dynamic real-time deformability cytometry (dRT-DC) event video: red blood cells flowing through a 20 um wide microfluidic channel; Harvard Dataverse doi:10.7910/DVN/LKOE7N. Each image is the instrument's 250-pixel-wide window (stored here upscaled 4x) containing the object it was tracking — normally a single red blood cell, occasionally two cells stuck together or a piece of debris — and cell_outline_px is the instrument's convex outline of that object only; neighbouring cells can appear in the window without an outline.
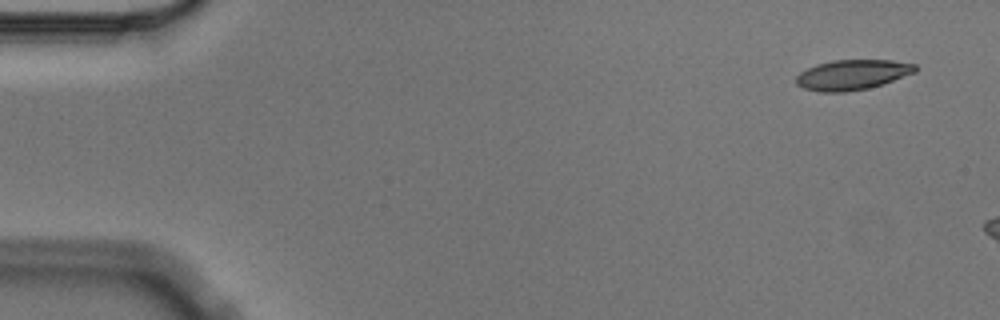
{"species": "Egyptian fruit bat (a non-hibernating species)", "species_latin": "Rousettus aegyptiacus", "temperature_condition": "cold", "stored_images_in_passage": 3, "camera_frame_rate_fps": 3000, "um_per_image_px": 0.085, "animal": {"sex": "male"}, "frame": {"image": 1, "passage_image": 1, "time_ms": 0.0, "image_size_px": [1000, 320], "cell_outline_px": [[916, 72], [868, 88], [844, 92], [820, 92], [804, 88], [796, 84], [796, 76], [800, 72], [816, 64], [832, 60], [892, 60], [916, 64]], "centroid_in_image_um": [72.42, 6.35], "position_along_channel_um": 12.6, "area_um2": 20.75}}